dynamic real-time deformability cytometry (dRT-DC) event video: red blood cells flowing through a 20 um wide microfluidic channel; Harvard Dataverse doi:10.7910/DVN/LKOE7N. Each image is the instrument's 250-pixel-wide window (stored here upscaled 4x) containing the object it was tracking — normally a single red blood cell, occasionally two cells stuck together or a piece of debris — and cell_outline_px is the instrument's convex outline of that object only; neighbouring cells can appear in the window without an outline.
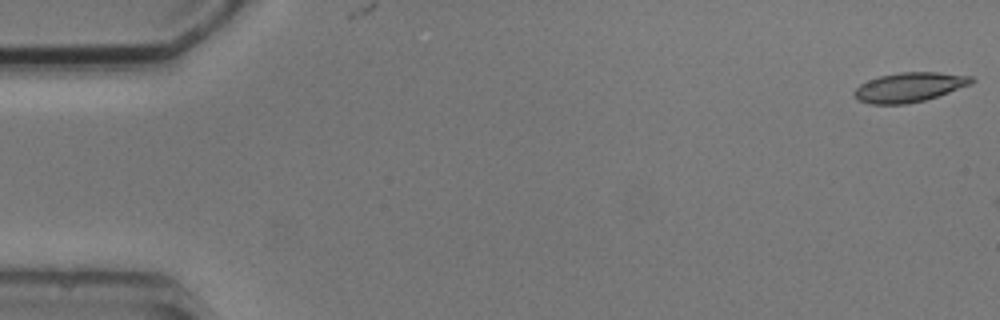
{"species": "common noctule bat (a hibernating species)", "species_latin": "Nyctalus noctula", "temperature_condition": "cold", "stored_images_in_passage": 2, "camera_frame_rate_fps": 3000, "um_per_image_px": 0.085, "animal": {"sex": "male", "body_mass_g": 20.5, "forearm_length_mm": 52.5}, "frame": {"image": 1, "passage_image": 1, "time_ms": 0.0, "image_size_px": [1000, 320], "cell_outline_px": [[976, 80], [972, 84], [924, 100], [908, 104], [872, 104], [856, 100], [852, 92], [860, 84], [868, 80], [880, 76], [900, 72], [940, 72], [972, 76]], "centroid_in_image_um": [77.28, 7.41], "position_along_channel_um": 7.7, "area_um2": 20.23}}